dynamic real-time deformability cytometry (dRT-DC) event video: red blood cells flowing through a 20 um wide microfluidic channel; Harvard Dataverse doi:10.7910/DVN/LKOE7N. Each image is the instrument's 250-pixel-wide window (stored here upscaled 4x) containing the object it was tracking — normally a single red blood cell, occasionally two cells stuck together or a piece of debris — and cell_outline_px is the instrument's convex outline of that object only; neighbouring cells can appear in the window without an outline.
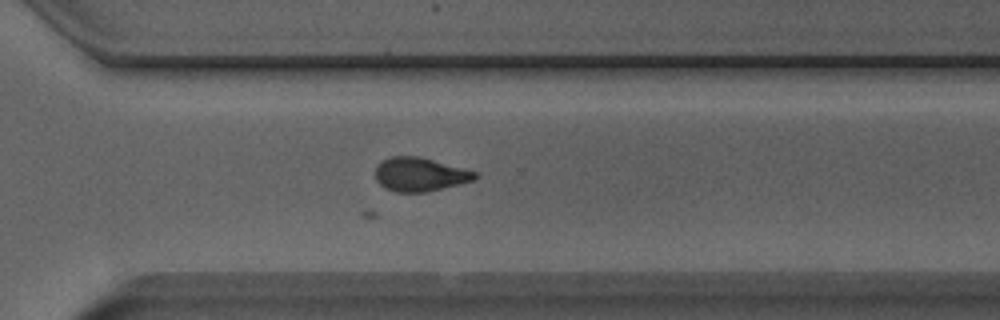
{"species": "Egyptian fruit bat (a non-hibernating species)", "species_latin": "Rousettus aegyptiacus", "temperature_condition": "room temperature", "stored_images_in_passage": 39, "camera_frame_rate_fps": 3000, "um_per_image_px": 0.085, "animal": {"sex": "male"}, "frame": {"image": 1, "passage_image": 23, "time_ms": 7.333, "image_size_px": [1000, 320], "cell_outline_px": [[476, 176], [472, 180], [428, 192], [396, 192], [384, 188], [376, 180], [376, 164], [388, 156], [416, 156], [432, 160], [476, 172]], "centroid_in_image_um": [35.6, 14.83], "position_along_channel_um": 335.0, "area_um2": 19.31}}